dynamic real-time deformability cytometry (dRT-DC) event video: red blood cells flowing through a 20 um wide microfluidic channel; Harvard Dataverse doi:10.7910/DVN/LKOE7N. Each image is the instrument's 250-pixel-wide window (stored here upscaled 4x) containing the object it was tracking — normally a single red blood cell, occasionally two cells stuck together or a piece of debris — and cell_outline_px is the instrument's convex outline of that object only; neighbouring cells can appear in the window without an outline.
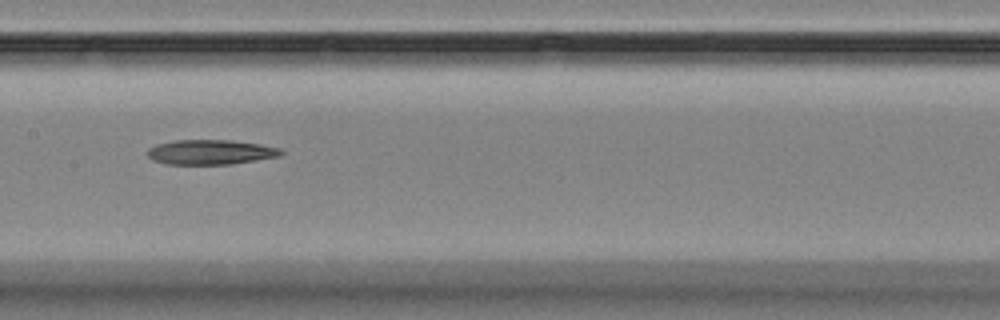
{"species": "Egyptian fruit bat (a non-hibernating species)", "species_latin": "Rousettus aegyptiacus", "temperature_condition": "room temperature", "stored_images_in_passage": 16, "camera_frame_rate_fps": 3000, "um_per_image_px": 0.085, "animal": {"sex": "female"}, "frame": {"image": 1, "passage_image": 8, "time_ms": 8.333, "image_size_px": [1000, 320], "cell_outline_px": [[284, 152], [280, 156], [232, 164], [164, 164], [152, 160], [148, 156], [148, 148], [156, 144], [172, 140], [232, 140], [260, 144], [280, 148]], "centroid_in_image_um": [17.88, 12.93], "position_along_channel_um": 189.5, "area_um2": 19.42}}
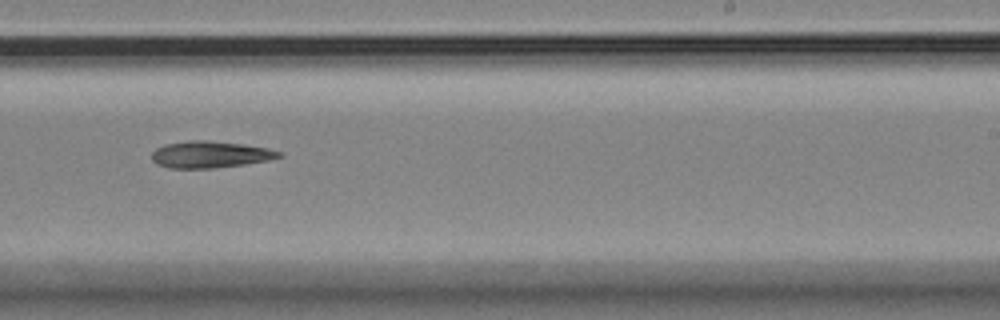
{"frame": {"image": 2, "passage_image": 10, "time_ms": 10.667, "image_size_px": [1000, 320], "cell_outline_px": [[284, 156], [268, 160], [244, 164], [212, 168], [168, 168], [156, 164], [152, 160], [152, 152], [156, 148], [164, 144], [188, 140], [208, 140], [244, 144], [268, 148], [284, 152]], "centroid_in_image_um": [17.87, 13.12], "position_along_channel_um": 271.1, "area_um2": 20.0}}
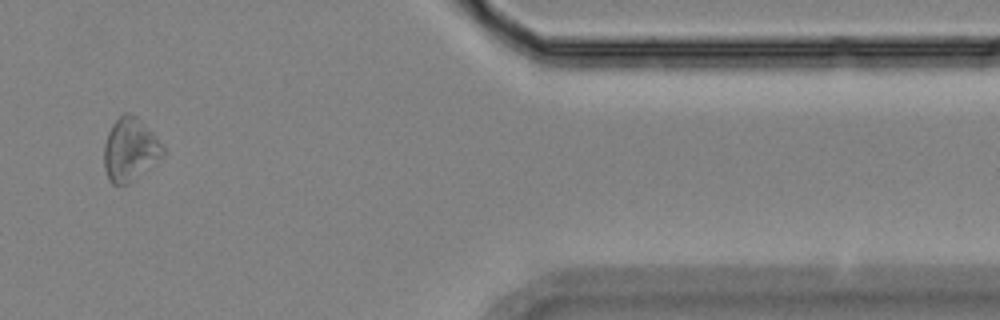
{"frame": {"image": 3, "passage_image": 14, "time_ms": 15.333, "image_size_px": [1000, 320], "cell_outline_px": [[164, 152], [160, 156], [128, 184], [120, 188], [112, 184], [108, 180], [104, 168], [104, 144], [108, 132], [112, 124], [124, 112], [128, 112], [136, 116], [152, 132], [164, 148]], "centroid_in_image_um": [10.98, 12.73], "position_along_channel_um": 400.4, "area_um2": 21.33}, "authors_computed_cell_mechanics": {"area_um2": 20.8369, "velocity_mm_per_s": 3.5164, "shape_relaxation_time_tau1_ms": 5.911, "shape_relaxation_time_tau2_ms": null, "deformation_change_tau1": 0.085, "deformation_change_tau2": null}}